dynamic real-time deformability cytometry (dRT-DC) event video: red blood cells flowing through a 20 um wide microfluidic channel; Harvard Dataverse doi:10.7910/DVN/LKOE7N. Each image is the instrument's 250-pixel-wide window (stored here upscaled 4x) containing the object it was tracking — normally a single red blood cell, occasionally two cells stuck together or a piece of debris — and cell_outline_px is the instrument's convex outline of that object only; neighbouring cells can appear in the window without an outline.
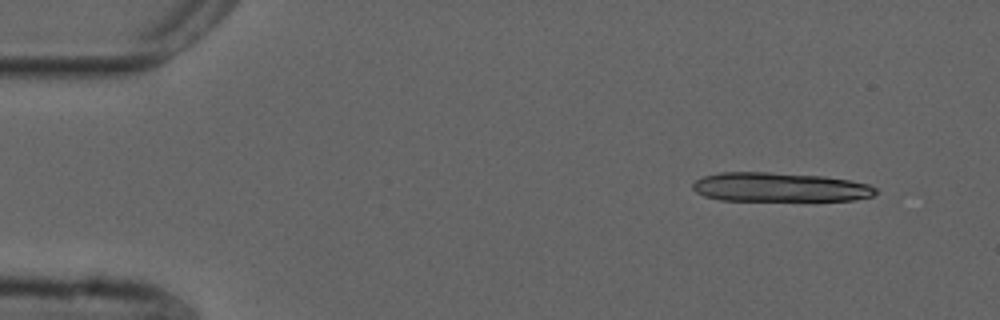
{"species": "common noctule bat (a hibernating species)", "species_latin": "Nyctalus noctula", "temperature_condition": "cold", "stored_images_in_passage": 5, "camera_frame_rate_fps": 3000, "um_per_image_px": 0.085, "animal": {"sex": "male", "forearm_length_mm": 52.5}, "frame": {"image": 1, "passage_image": 2, "time_ms": 0.333, "image_size_px": [1000, 320], "cell_outline_px": [[876, 192], [872, 196], [856, 200], [720, 200], [704, 196], [696, 192], [692, 188], [692, 184], [696, 180], [704, 176], [720, 172], [768, 172], [824, 176], [852, 180], [868, 184], [876, 188]], "centroid_in_image_um": [66.27, 15.9], "position_along_channel_um": 18.7, "area_um2": 31.1}}